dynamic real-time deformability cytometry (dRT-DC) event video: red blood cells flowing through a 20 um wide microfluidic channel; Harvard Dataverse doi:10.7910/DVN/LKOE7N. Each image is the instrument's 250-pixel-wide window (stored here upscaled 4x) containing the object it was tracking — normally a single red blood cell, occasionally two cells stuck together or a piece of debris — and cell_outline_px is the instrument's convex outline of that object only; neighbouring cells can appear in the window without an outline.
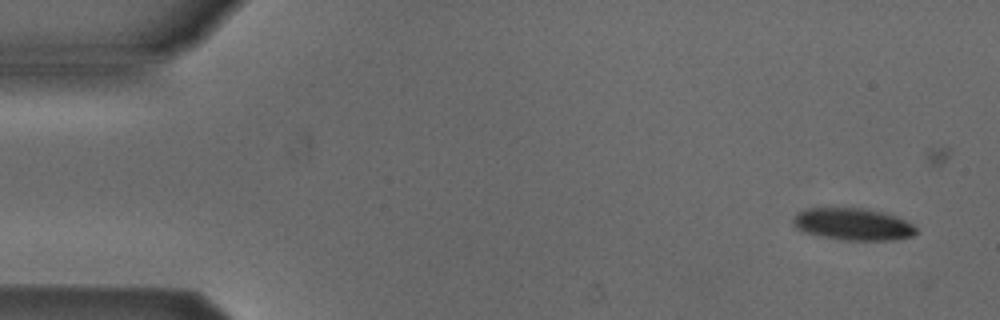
{"species": "Egyptian fruit bat (a non-hibernating species)", "species_latin": "Rousettus aegyptiacus", "temperature_condition": "cold", "stored_images_in_passage": 5, "camera_frame_rate_fps": 3000, "um_per_image_px": 0.085, "animal": {"sex": "male"}, "frame": {"image": 1, "passage_image": 1, "time_ms": 0.0, "image_size_px": [1000, 320], "cell_outline_px": [[916, 232], [912, 236], [888, 240], [848, 240], [824, 236], [804, 232], [792, 220], [796, 212], [804, 208], [864, 208], [884, 212], [896, 216], [912, 224], [916, 228]], "centroid_in_image_um": [72.5, 19.03], "position_along_channel_um": 12.5, "area_um2": 22.66}}
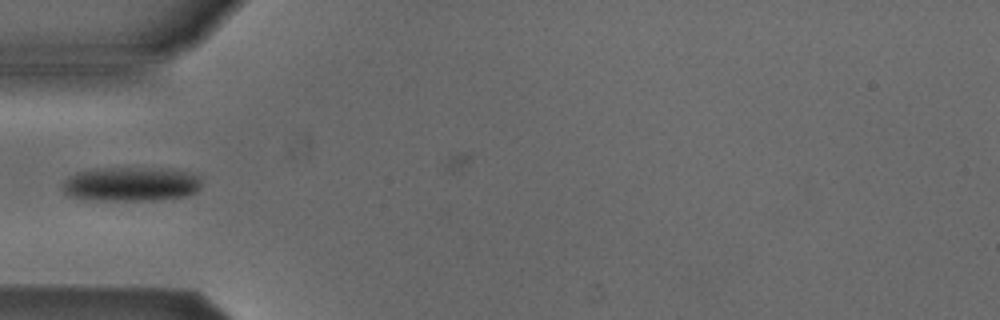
{"frame": {"image": 2, "passage_image": 4, "time_ms": 4.667, "image_size_px": [1000, 320], "cell_outline_px": [[200, 188], [196, 192], [184, 196], [156, 200], [96, 200], [68, 196], [64, 192], [64, 180], [68, 176], [76, 172], [96, 168], [172, 168], [200, 176]], "centroid_in_image_um": [11.14, 15.64], "position_along_channel_um": 73.9, "area_um2": 27.92}}
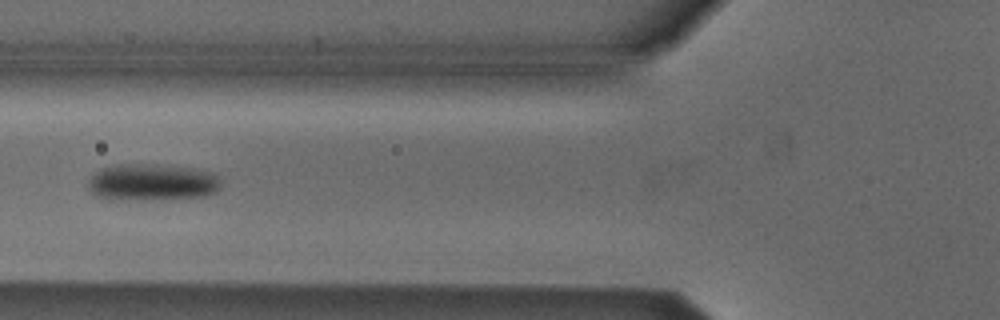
{"frame": {"image": 3, "passage_image": 5, "time_ms": 5.667, "image_size_px": [1000, 320], "cell_outline_px": [[220, 188], [216, 192], [204, 196], [112, 200], [108, 200], [92, 196], [88, 188], [88, 180], [100, 168], [120, 164], [156, 164], [192, 168], [208, 172], [216, 176], [220, 184]], "centroid_in_image_um": [12.82, 15.49], "position_along_channel_um": 113.0, "area_um2": 28.32}}